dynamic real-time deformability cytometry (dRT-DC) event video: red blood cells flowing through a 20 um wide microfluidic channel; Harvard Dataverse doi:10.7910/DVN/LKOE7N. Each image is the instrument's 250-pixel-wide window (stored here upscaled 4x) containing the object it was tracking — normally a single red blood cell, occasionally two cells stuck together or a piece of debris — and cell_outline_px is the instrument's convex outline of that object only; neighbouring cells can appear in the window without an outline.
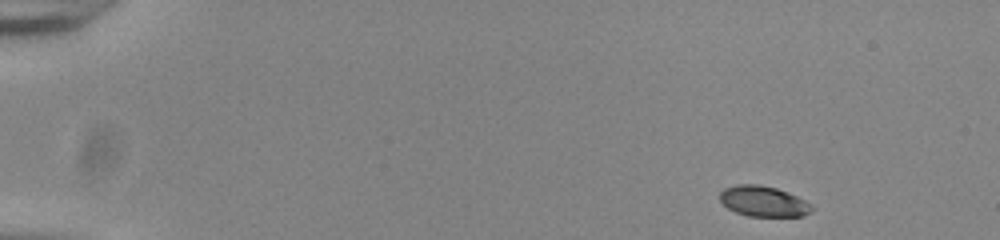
{"species": "common noctule bat (a hibernating species)", "species_latin": "Nyctalus noctula", "temperature_condition": "room temperature", "stored_images_in_passage": 49, "camera_frame_rate_fps": 3000, "um_per_image_px": 0.085, "animal": {"sex": "male", "body_mass_g": 20.0, "forearm_length_mm": 53.3}, "frame": {"image": 1, "passage_image": 1, "time_ms": 0.0, "image_size_px": [1000, 240], "cell_outline_px": [[816, 208], [804, 216], [748, 216], [736, 212], [728, 208], [720, 200], [720, 192], [724, 188], [736, 184], [760, 184], [776, 188], [788, 192], [812, 204]], "centroid_in_image_um": [64.91, 17.11], "position_along_channel_um": 20.1, "area_um2": 16.47}}
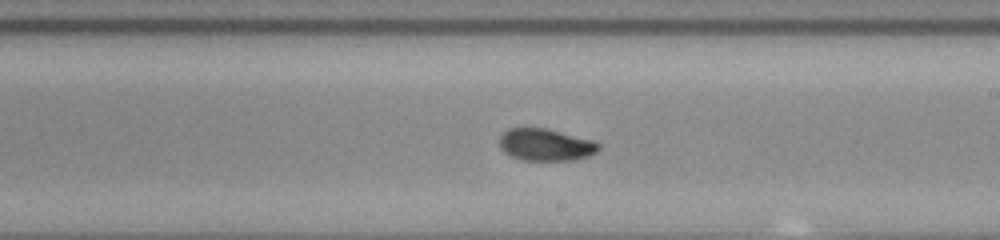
{"frame": {"image": 2, "passage_image": 28, "time_ms": 9.0, "image_size_px": [1000, 240], "cell_outline_px": [[600, 148], [596, 152], [588, 156], [572, 160], [524, 160], [512, 156], [504, 152], [500, 148], [500, 136], [508, 128], [544, 128], [592, 140], [600, 144]], "centroid_in_image_um": [46.37, 12.31], "position_along_channel_um": 242.6, "area_um2": 18.32}}
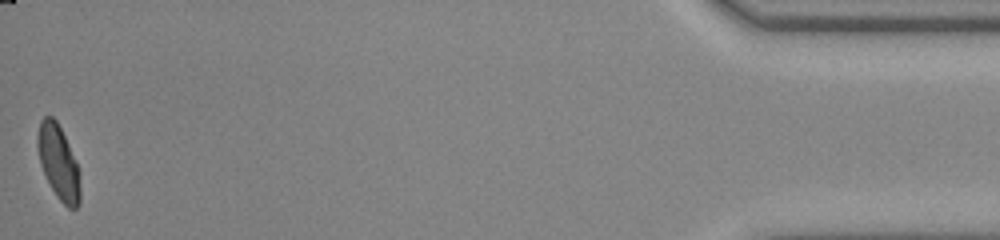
{"frame": {"image": 3, "passage_image": 49, "time_ms": 16.0, "image_size_px": [1000, 240], "cell_outline_px": [[80, 204], [76, 208], [68, 208], [56, 196], [40, 164], [36, 144], [36, 136], [40, 120], [44, 116], [52, 116], [56, 120], [68, 144], [80, 172]], "centroid_in_image_um": [4.96, 13.79], "position_along_channel_um": 430.2, "area_um2": 18.38}, "authors_computed_cell_mechanics": {"area_um2": 18.3804, "velocity_mm_per_s": 3.8629, "shape_relaxation_time_tau1_ms": 4.4168, "shape_relaxation_time_tau2_ms": 1.04, "deformation_change_tau1": 0.1511, "deformation_change_tau2": 0.0518}}